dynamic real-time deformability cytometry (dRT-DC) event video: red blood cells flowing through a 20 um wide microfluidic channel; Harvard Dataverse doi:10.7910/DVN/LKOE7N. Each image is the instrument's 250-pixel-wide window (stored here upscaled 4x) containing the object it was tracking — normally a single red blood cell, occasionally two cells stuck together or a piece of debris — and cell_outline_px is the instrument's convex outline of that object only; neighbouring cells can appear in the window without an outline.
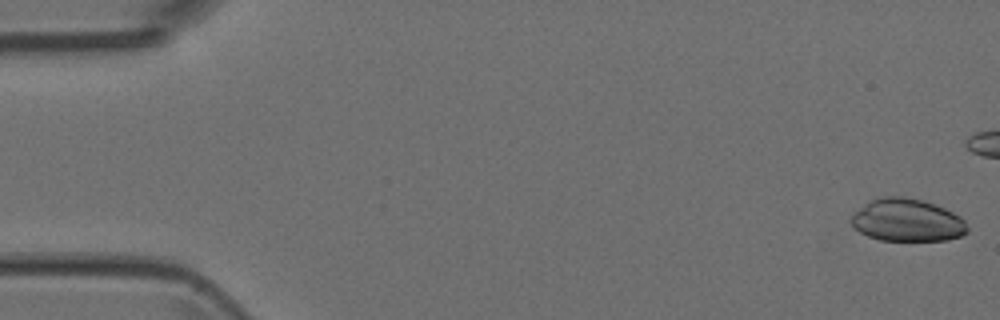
{"species": "Egyptian fruit bat (a non-hibernating species)", "species_latin": "Rousettus aegyptiacus", "temperature_condition": "room temperature", "stored_images_in_passage": 5, "camera_frame_rate_fps": 3000, "um_per_image_px": 0.085, "animal": {"sex": "female"}, "frame": {"image": 1, "passage_image": 1, "time_ms": 0.0, "image_size_px": [1000, 320], "cell_outline_px": [[968, 232], [960, 236], [948, 240], [880, 240], [868, 236], [860, 232], [852, 224], [852, 216], [864, 204], [880, 196], [904, 196], [924, 200], [944, 208], [960, 216], [964, 220], [968, 228]], "centroid_in_image_um": [77.14, 18.71], "position_along_channel_um": 7.9, "area_um2": 28.73}}